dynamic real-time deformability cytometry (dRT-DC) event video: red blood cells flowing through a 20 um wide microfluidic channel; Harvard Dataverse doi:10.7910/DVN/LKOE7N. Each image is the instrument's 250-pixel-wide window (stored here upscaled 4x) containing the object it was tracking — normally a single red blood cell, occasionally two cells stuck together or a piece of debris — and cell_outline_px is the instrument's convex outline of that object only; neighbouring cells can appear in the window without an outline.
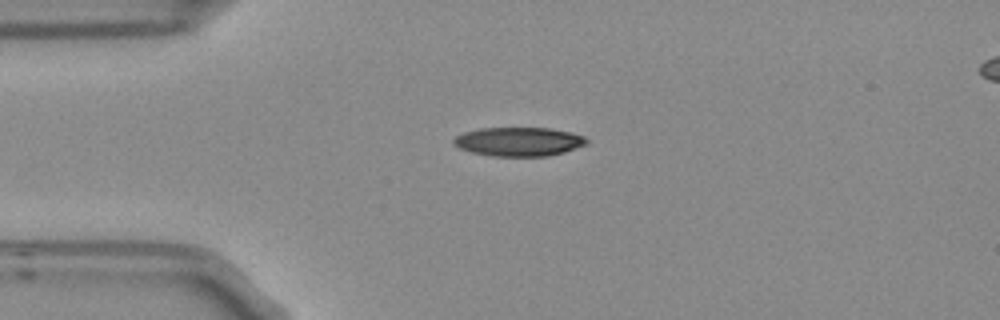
{"species": "Egyptian fruit bat (a non-hibernating species)", "species_latin": "Rousettus aegyptiacus", "temperature_condition": "room temperature", "stored_images_in_passage": 5, "camera_frame_rate_fps": 3000, "um_per_image_px": 0.085, "frame": {"image": 1, "passage_image": 1, "time_ms": 0.0, "image_size_px": [1000, 320], "cell_outline_px": [[588, 144], [564, 152], [548, 156], [492, 156], [472, 152], [460, 148], [452, 144], [452, 140], [456, 136], [464, 132], [480, 128], [552, 128], [572, 132], [584, 136], [588, 140]], "centroid_in_image_um": [44.11, 12.03], "position_along_channel_um": 40.9, "area_um2": 22.54}}